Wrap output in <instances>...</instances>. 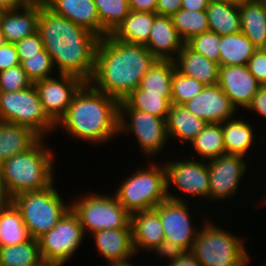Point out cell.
<instances>
[{"mask_svg": "<svg viewBox=\"0 0 266 266\" xmlns=\"http://www.w3.org/2000/svg\"><path fill=\"white\" fill-rule=\"evenodd\" d=\"M37 32L58 74L74 75L84 82L91 80L99 37L56 14L43 0Z\"/></svg>", "mask_w": 266, "mask_h": 266, "instance_id": "6da1fadb", "label": "cell"}, {"mask_svg": "<svg viewBox=\"0 0 266 266\" xmlns=\"http://www.w3.org/2000/svg\"><path fill=\"white\" fill-rule=\"evenodd\" d=\"M156 60L143 44L115 40L107 35L99 39L89 83L120 102L139 87L142 77Z\"/></svg>", "mask_w": 266, "mask_h": 266, "instance_id": "7a4b0ae2", "label": "cell"}, {"mask_svg": "<svg viewBox=\"0 0 266 266\" xmlns=\"http://www.w3.org/2000/svg\"><path fill=\"white\" fill-rule=\"evenodd\" d=\"M55 126L77 140L94 145L109 143L119 134V101L85 82Z\"/></svg>", "mask_w": 266, "mask_h": 266, "instance_id": "3957f363", "label": "cell"}, {"mask_svg": "<svg viewBox=\"0 0 266 266\" xmlns=\"http://www.w3.org/2000/svg\"><path fill=\"white\" fill-rule=\"evenodd\" d=\"M54 154L41 138L29 150L7 159L0 168L10 196L49 187L55 181Z\"/></svg>", "mask_w": 266, "mask_h": 266, "instance_id": "277c9868", "label": "cell"}, {"mask_svg": "<svg viewBox=\"0 0 266 266\" xmlns=\"http://www.w3.org/2000/svg\"><path fill=\"white\" fill-rule=\"evenodd\" d=\"M204 220L190 250L201 266H247L251 257L244 238Z\"/></svg>", "mask_w": 266, "mask_h": 266, "instance_id": "5b68a950", "label": "cell"}, {"mask_svg": "<svg viewBox=\"0 0 266 266\" xmlns=\"http://www.w3.org/2000/svg\"><path fill=\"white\" fill-rule=\"evenodd\" d=\"M153 162L143 169L139 167L116 188L115 196L130 215L154 209L168 199L165 165Z\"/></svg>", "mask_w": 266, "mask_h": 266, "instance_id": "8992f818", "label": "cell"}, {"mask_svg": "<svg viewBox=\"0 0 266 266\" xmlns=\"http://www.w3.org/2000/svg\"><path fill=\"white\" fill-rule=\"evenodd\" d=\"M54 184L43 190L19 193L12 198L33 239L50 231L71 208V204H66L61 198Z\"/></svg>", "mask_w": 266, "mask_h": 266, "instance_id": "52a82bcc", "label": "cell"}, {"mask_svg": "<svg viewBox=\"0 0 266 266\" xmlns=\"http://www.w3.org/2000/svg\"><path fill=\"white\" fill-rule=\"evenodd\" d=\"M72 202L71 209L78 216L84 233L105 229L131 228V215L119 203L115 194L90 192Z\"/></svg>", "mask_w": 266, "mask_h": 266, "instance_id": "ba28073f", "label": "cell"}, {"mask_svg": "<svg viewBox=\"0 0 266 266\" xmlns=\"http://www.w3.org/2000/svg\"><path fill=\"white\" fill-rule=\"evenodd\" d=\"M0 121L28 127L44 139L56 130L43 110L34 84L20 91H0Z\"/></svg>", "mask_w": 266, "mask_h": 266, "instance_id": "9c48e42d", "label": "cell"}, {"mask_svg": "<svg viewBox=\"0 0 266 266\" xmlns=\"http://www.w3.org/2000/svg\"><path fill=\"white\" fill-rule=\"evenodd\" d=\"M85 237L78 216L70 208L47 233L38 238L40 254L51 266H63Z\"/></svg>", "mask_w": 266, "mask_h": 266, "instance_id": "30bf717a", "label": "cell"}, {"mask_svg": "<svg viewBox=\"0 0 266 266\" xmlns=\"http://www.w3.org/2000/svg\"><path fill=\"white\" fill-rule=\"evenodd\" d=\"M120 133H133L140 152L150 160L161 153L169 139L165 119L136 109H119Z\"/></svg>", "mask_w": 266, "mask_h": 266, "instance_id": "8fae6325", "label": "cell"}, {"mask_svg": "<svg viewBox=\"0 0 266 266\" xmlns=\"http://www.w3.org/2000/svg\"><path fill=\"white\" fill-rule=\"evenodd\" d=\"M168 199L162 201L154 209L159 213L164 231V238L190 251L200 228H196L191 220L190 207L186 197L178 196L167 190ZM183 197V198H181Z\"/></svg>", "mask_w": 266, "mask_h": 266, "instance_id": "7c38bea8", "label": "cell"}, {"mask_svg": "<svg viewBox=\"0 0 266 266\" xmlns=\"http://www.w3.org/2000/svg\"><path fill=\"white\" fill-rule=\"evenodd\" d=\"M85 82L77 76L58 74L34 82L43 110L48 118L56 125L66 114L70 103Z\"/></svg>", "mask_w": 266, "mask_h": 266, "instance_id": "4fadbf2b", "label": "cell"}, {"mask_svg": "<svg viewBox=\"0 0 266 266\" xmlns=\"http://www.w3.org/2000/svg\"><path fill=\"white\" fill-rule=\"evenodd\" d=\"M192 158L193 156L188 160H166L164 165L167 173V190L170 186L171 188L176 187L175 189H179L178 191H182L183 194H190L189 197L192 195L210 201L207 161Z\"/></svg>", "mask_w": 266, "mask_h": 266, "instance_id": "5bb4252c", "label": "cell"}, {"mask_svg": "<svg viewBox=\"0 0 266 266\" xmlns=\"http://www.w3.org/2000/svg\"><path fill=\"white\" fill-rule=\"evenodd\" d=\"M244 158L240 155L224 154L207 161L210 202L236 196L241 178L247 172L248 163Z\"/></svg>", "mask_w": 266, "mask_h": 266, "instance_id": "9a60e30c", "label": "cell"}, {"mask_svg": "<svg viewBox=\"0 0 266 266\" xmlns=\"http://www.w3.org/2000/svg\"><path fill=\"white\" fill-rule=\"evenodd\" d=\"M218 85L237 109H247L262 86L247 65L220 66Z\"/></svg>", "mask_w": 266, "mask_h": 266, "instance_id": "2e32d148", "label": "cell"}, {"mask_svg": "<svg viewBox=\"0 0 266 266\" xmlns=\"http://www.w3.org/2000/svg\"><path fill=\"white\" fill-rule=\"evenodd\" d=\"M207 123H223L238 111L218 84L205 86L201 93L183 104Z\"/></svg>", "mask_w": 266, "mask_h": 266, "instance_id": "e0dca14e", "label": "cell"}, {"mask_svg": "<svg viewBox=\"0 0 266 266\" xmlns=\"http://www.w3.org/2000/svg\"><path fill=\"white\" fill-rule=\"evenodd\" d=\"M41 12V0L27 5L0 11V33L6 43L15 44L37 32Z\"/></svg>", "mask_w": 266, "mask_h": 266, "instance_id": "ac0fdd59", "label": "cell"}, {"mask_svg": "<svg viewBox=\"0 0 266 266\" xmlns=\"http://www.w3.org/2000/svg\"><path fill=\"white\" fill-rule=\"evenodd\" d=\"M56 14L90 31L97 37L109 35L103 28L94 0H43Z\"/></svg>", "mask_w": 266, "mask_h": 266, "instance_id": "d6986e66", "label": "cell"}, {"mask_svg": "<svg viewBox=\"0 0 266 266\" xmlns=\"http://www.w3.org/2000/svg\"><path fill=\"white\" fill-rule=\"evenodd\" d=\"M184 44L171 17L157 15L154 18L149 40L144 46L157 59L174 61Z\"/></svg>", "mask_w": 266, "mask_h": 266, "instance_id": "ffe728a7", "label": "cell"}, {"mask_svg": "<svg viewBox=\"0 0 266 266\" xmlns=\"http://www.w3.org/2000/svg\"><path fill=\"white\" fill-rule=\"evenodd\" d=\"M132 242L135 254L152 251L164 241V231L159 213L155 209L131 214Z\"/></svg>", "mask_w": 266, "mask_h": 266, "instance_id": "44dd1931", "label": "cell"}, {"mask_svg": "<svg viewBox=\"0 0 266 266\" xmlns=\"http://www.w3.org/2000/svg\"><path fill=\"white\" fill-rule=\"evenodd\" d=\"M176 69L189 77L195 78L205 86L218 84L219 63L207 59L192 50L186 43L174 60Z\"/></svg>", "mask_w": 266, "mask_h": 266, "instance_id": "7402d4cb", "label": "cell"}, {"mask_svg": "<svg viewBox=\"0 0 266 266\" xmlns=\"http://www.w3.org/2000/svg\"><path fill=\"white\" fill-rule=\"evenodd\" d=\"M99 255L108 261L123 260L135 254L132 228L105 229L91 234Z\"/></svg>", "mask_w": 266, "mask_h": 266, "instance_id": "603a6c76", "label": "cell"}, {"mask_svg": "<svg viewBox=\"0 0 266 266\" xmlns=\"http://www.w3.org/2000/svg\"><path fill=\"white\" fill-rule=\"evenodd\" d=\"M40 139L41 137L28 127L0 121V166L11 156L29 150Z\"/></svg>", "mask_w": 266, "mask_h": 266, "instance_id": "cb8c5ba5", "label": "cell"}, {"mask_svg": "<svg viewBox=\"0 0 266 266\" xmlns=\"http://www.w3.org/2000/svg\"><path fill=\"white\" fill-rule=\"evenodd\" d=\"M241 32L260 49L266 43V4L261 0H239Z\"/></svg>", "mask_w": 266, "mask_h": 266, "instance_id": "d4e9b609", "label": "cell"}, {"mask_svg": "<svg viewBox=\"0 0 266 266\" xmlns=\"http://www.w3.org/2000/svg\"><path fill=\"white\" fill-rule=\"evenodd\" d=\"M207 122L190 112L184 105L171 104L166 119L169 138L182 143L192 142Z\"/></svg>", "mask_w": 266, "mask_h": 266, "instance_id": "484cf974", "label": "cell"}, {"mask_svg": "<svg viewBox=\"0 0 266 266\" xmlns=\"http://www.w3.org/2000/svg\"><path fill=\"white\" fill-rule=\"evenodd\" d=\"M206 12L209 31L220 36L241 32L239 0H211Z\"/></svg>", "mask_w": 266, "mask_h": 266, "instance_id": "4316f807", "label": "cell"}, {"mask_svg": "<svg viewBox=\"0 0 266 266\" xmlns=\"http://www.w3.org/2000/svg\"><path fill=\"white\" fill-rule=\"evenodd\" d=\"M157 13L131 11L110 34L115 40L145 45Z\"/></svg>", "mask_w": 266, "mask_h": 266, "instance_id": "83f0119b", "label": "cell"}, {"mask_svg": "<svg viewBox=\"0 0 266 266\" xmlns=\"http://www.w3.org/2000/svg\"><path fill=\"white\" fill-rule=\"evenodd\" d=\"M250 121L237 119L226 120L222 123L224 145L226 154L240 155L245 157L250 152V148L254 146L255 133L254 126Z\"/></svg>", "mask_w": 266, "mask_h": 266, "instance_id": "f1b7e54d", "label": "cell"}, {"mask_svg": "<svg viewBox=\"0 0 266 266\" xmlns=\"http://www.w3.org/2000/svg\"><path fill=\"white\" fill-rule=\"evenodd\" d=\"M256 50L254 44L242 32L223 35L219 45V65H247Z\"/></svg>", "mask_w": 266, "mask_h": 266, "instance_id": "f546056e", "label": "cell"}, {"mask_svg": "<svg viewBox=\"0 0 266 266\" xmlns=\"http://www.w3.org/2000/svg\"><path fill=\"white\" fill-rule=\"evenodd\" d=\"M31 239L20 211L13 203L0 207V246L22 244Z\"/></svg>", "mask_w": 266, "mask_h": 266, "instance_id": "4dcf8cb0", "label": "cell"}, {"mask_svg": "<svg viewBox=\"0 0 266 266\" xmlns=\"http://www.w3.org/2000/svg\"><path fill=\"white\" fill-rule=\"evenodd\" d=\"M171 107V97L149 93L137 87L119 102V109H136L159 118L167 119Z\"/></svg>", "mask_w": 266, "mask_h": 266, "instance_id": "1f68e13d", "label": "cell"}, {"mask_svg": "<svg viewBox=\"0 0 266 266\" xmlns=\"http://www.w3.org/2000/svg\"><path fill=\"white\" fill-rule=\"evenodd\" d=\"M175 68L174 61L157 59L142 77L139 88L149 93L161 94L163 97H171Z\"/></svg>", "mask_w": 266, "mask_h": 266, "instance_id": "d6a6232c", "label": "cell"}, {"mask_svg": "<svg viewBox=\"0 0 266 266\" xmlns=\"http://www.w3.org/2000/svg\"><path fill=\"white\" fill-rule=\"evenodd\" d=\"M190 144L204 161L226 154L222 123H207Z\"/></svg>", "mask_w": 266, "mask_h": 266, "instance_id": "836d02e7", "label": "cell"}, {"mask_svg": "<svg viewBox=\"0 0 266 266\" xmlns=\"http://www.w3.org/2000/svg\"><path fill=\"white\" fill-rule=\"evenodd\" d=\"M43 261L38 239L11 245L0 246V266H34Z\"/></svg>", "mask_w": 266, "mask_h": 266, "instance_id": "e575fe53", "label": "cell"}, {"mask_svg": "<svg viewBox=\"0 0 266 266\" xmlns=\"http://www.w3.org/2000/svg\"><path fill=\"white\" fill-rule=\"evenodd\" d=\"M171 19L179 36L185 43L192 37L209 31L206 10L190 11L180 8L171 16Z\"/></svg>", "mask_w": 266, "mask_h": 266, "instance_id": "d590c367", "label": "cell"}, {"mask_svg": "<svg viewBox=\"0 0 266 266\" xmlns=\"http://www.w3.org/2000/svg\"><path fill=\"white\" fill-rule=\"evenodd\" d=\"M102 28L110 35L131 12L129 0H94Z\"/></svg>", "mask_w": 266, "mask_h": 266, "instance_id": "8d00e7d4", "label": "cell"}, {"mask_svg": "<svg viewBox=\"0 0 266 266\" xmlns=\"http://www.w3.org/2000/svg\"><path fill=\"white\" fill-rule=\"evenodd\" d=\"M205 85L180 73L176 68L172 78L171 104L183 105L202 92Z\"/></svg>", "mask_w": 266, "mask_h": 266, "instance_id": "74e56055", "label": "cell"}, {"mask_svg": "<svg viewBox=\"0 0 266 266\" xmlns=\"http://www.w3.org/2000/svg\"><path fill=\"white\" fill-rule=\"evenodd\" d=\"M20 65L32 83L53 77L55 71L52 58L45 48L40 51V55L25 56Z\"/></svg>", "mask_w": 266, "mask_h": 266, "instance_id": "f35d334b", "label": "cell"}, {"mask_svg": "<svg viewBox=\"0 0 266 266\" xmlns=\"http://www.w3.org/2000/svg\"><path fill=\"white\" fill-rule=\"evenodd\" d=\"M221 36L208 31L192 37L186 44L195 52L204 55L207 59L219 63V45Z\"/></svg>", "mask_w": 266, "mask_h": 266, "instance_id": "ab89813d", "label": "cell"}, {"mask_svg": "<svg viewBox=\"0 0 266 266\" xmlns=\"http://www.w3.org/2000/svg\"><path fill=\"white\" fill-rule=\"evenodd\" d=\"M33 85L21 65L0 72V91L15 92Z\"/></svg>", "mask_w": 266, "mask_h": 266, "instance_id": "60d3db41", "label": "cell"}, {"mask_svg": "<svg viewBox=\"0 0 266 266\" xmlns=\"http://www.w3.org/2000/svg\"><path fill=\"white\" fill-rule=\"evenodd\" d=\"M15 47L20 62L25 59V56L40 55V51L44 48L43 41L38 32L15 43Z\"/></svg>", "mask_w": 266, "mask_h": 266, "instance_id": "b9f144b4", "label": "cell"}, {"mask_svg": "<svg viewBox=\"0 0 266 266\" xmlns=\"http://www.w3.org/2000/svg\"><path fill=\"white\" fill-rule=\"evenodd\" d=\"M250 73L263 86L266 85V55L257 49L247 64Z\"/></svg>", "mask_w": 266, "mask_h": 266, "instance_id": "7bdbcfd3", "label": "cell"}, {"mask_svg": "<svg viewBox=\"0 0 266 266\" xmlns=\"http://www.w3.org/2000/svg\"><path fill=\"white\" fill-rule=\"evenodd\" d=\"M159 258H168L167 264L176 260L183 255L186 250L180 245L175 244L172 241L164 239V241L152 250ZM160 255V256H159Z\"/></svg>", "mask_w": 266, "mask_h": 266, "instance_id": "ee69618b", "label": "cell"}, {"mask_svg": "<svg viewBox=\"0 0 266 266\" xmlns=\"http://www.w3.org/2000/svg\"><path fill=\"white\" fill-rule=\"evenodd\" d=\"M16 65H20V60L15 44L5 42L0 47V72Z\"/></svg>", "mask_w": 266, "mask_h": 266, "instance_id": "f6af8a7d", "label": "cell"}, {"mask_svg": "<svg viewBox=\"0 0 266 266\" xmlns=\"http://www.w3.org/2000/svg\"><path fill=\"white\" fill-rule=\"evenodd\" d=\"M247 110L257 113L266 119V85L261 86L253 97Z\"/></svg>", "mask_w": 266, "mask_h": 266, "instance_id": "bcb514c9", "label": "cell"}, {"mask_svg": "<svg viewBox=\"0 0 266 266\" xmlns=\"http://www.w3.org/2000/svg\"><path fill=\"white\" fill-rule=\"evenodd\" d=\"M182 0H158L156 13L161 16H172L181 8Z\"/></svg>", "mask_w": 266, "mask_h": 266, "instance_id": "7dc6e473", "label": "cell"}, {"mask_svg": "<svg viewBox=\"0 0 266 266\" xmlns=\"http://www.w3.org/2000/svg\"><path fill=\"white\" fill-rule=\"evenodd\" d=\"M158 0H129L130 10L156 13Z\"/></svg>", "mask_w": 266, "mask_h": 266, "instance_id": "c3c4849f", "label": "cell"}, {"mask_svg": "<svg viewBox=\"0 0 266 266\" xmlns=\"http://www.w3.org/2000/svg\"><path fill=\"white\" fill-rule=\"evenodd\" d=\"M167 266H201L196 257L190 252L186 251L176 260L166 264Z\"/></svg>", "mask_w": 266, "mask_h": 266, "instance_id": "681fc988", "label": "cell"}, {"mask_svg": "<svg viewBox=\"0 0 266 266\" xmlns=\"http://www.w3.org/2000/svg\"><path fill=\"white\" fill-rule=\"evenodd\" d=\"M210 0H182L181 8L190 11H203L208 7Z\"/></svg>", "mask_w": 266, "mask_h": 266, "instance_id": "f907efd6", "label": "cell"}, {"mask_svg": "<svg viewBox=\"0 0 266 266\" xmlns=\"http://www.w3.org/2000/svg\"><path fill=\"white\" fill-rule=\"evenodd\" d=\"M31 1L32 0H0V11L20 8L27 5Z\"/></svg>", "mask_w": 266, "mask_h": 266, "instance_id": "816d5d0a", "label": "cell"}, {"mask_svg": "<svg viewBox=\"0 0 266 266\" xmlns=\"http://www.w3.org/2000/svg\"><path fill=\"white\" fill-rule=\"evenodd\" d=\"M12 203V197L8 193L0 168V207H4Z\"/></svg>", "mask_w": 266, "mask_h": 266, "instance_id": "f5cc1de1", "label": "cell"}, {"mask_svg": "<svg viewBox=\"0 0 266 266\" xmlns=\"http://www.w3.org/2000/svg\"><path fill=\"white\" fill-rule=\"evenodd\" d=\"M131 257L123 259V260H116V261H108L107 266H135V263L130 262ZM106 266V265H105Z\"/></svg>", "mask_w": 266, "mask_h": 266, "instance_id": "db71d44e", "label": "cell"}, {"mask_svg": "<svg viewBox=\"0 0 266 266\" xmlns=\"http://www.w3.org/2000/svg\"><path fill=\"white\" fill-rule=\"evenodd\" d=\"M5 43V40L2 36V34L0 33V47Z\"/></svg>", "mask_w": 266, "mask_h": 266, "instance_id": "11a10c76", "label": "cell"}, {"mask_svg": "<svg viewBox=\"0 0 266 266\" xmlns=\"http://www.w3.org/2000/svg\"><path fill=\"white\" fill-rule=\"evenodd\" d=\"M34 266H51V265H49L46 262L42 261L39 265H34Z\"/></svg>", "mask_w": 266, "mask_h": 266, "instance_id": "9f6ffc18", "label": "cell"}, {"mask_svg": "<svg viewBox=\"0 0 266 266\" xmlns=\"http://www.w3.org/2000/svg\"><path fill=\"white\" fill-rule=\"evenodd\" d=\"M264 54L266 55V43L260 48Z\"/></svg>", "mask_w": 266, "mask_h": 266, "instance_id": "6f0895ef", "label": "cell"}]
</instances>
